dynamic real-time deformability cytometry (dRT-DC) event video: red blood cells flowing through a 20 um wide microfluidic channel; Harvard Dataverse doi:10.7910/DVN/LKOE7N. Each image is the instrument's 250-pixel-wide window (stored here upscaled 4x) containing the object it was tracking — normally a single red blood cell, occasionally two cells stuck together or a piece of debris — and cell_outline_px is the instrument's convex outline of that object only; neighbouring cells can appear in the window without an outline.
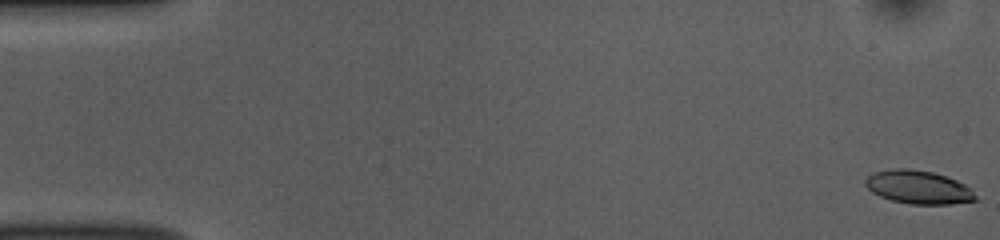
{"species": "common noctule bat (a hibernating species)", "species_latin": "Nyctalus noctula", "temperature_condition": "room temperature", "stored_images_in_passage": 52, "camera_frame_rate_fps": 3000, "um_per_image_px": 0.085, "animal": {"sex": "female", "body_mass_g": 10.0, "forearm_length_mm": 53.1}, "frame": {"image": 1, "passage_image": 1, "time_ms": 0.0, "image_size_px": [1000, 240], "cell_outline_px": [[980, 200], [952, 204], [912, 204], [892, 200], [880, 196], [872, 192], [864, 184], [864, 180], [872, 172], [892, 168], [908, 168], [932, 172], [956, 180], [972, 188]], "centroid_in_image_um": [78.08, 15.91], "position_along_channel_um": 6.9, "area_um2": 21.62}}
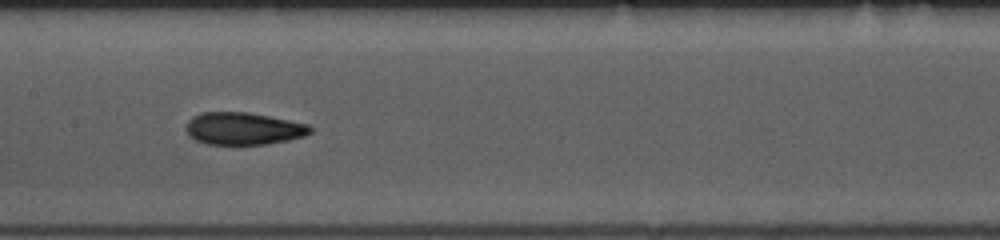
{"frame": {"image": 2, "passage_image": 26, "time_ms": 8.333, "image_size_px": [1000, 240], "cell_outline_px": [[312, 132], [304, 136], [288, 140], [268, 144], [208, 144], [196, 140], [188, 136], [184, 128], [188, 120], [192, 116], [200, 112], [248, 112], [308, 124], [312, 128]], "centroid_in_image_um": [20.65, 10.92], "position_along_channel_um": 186.8, "area_um2": 23.52}}
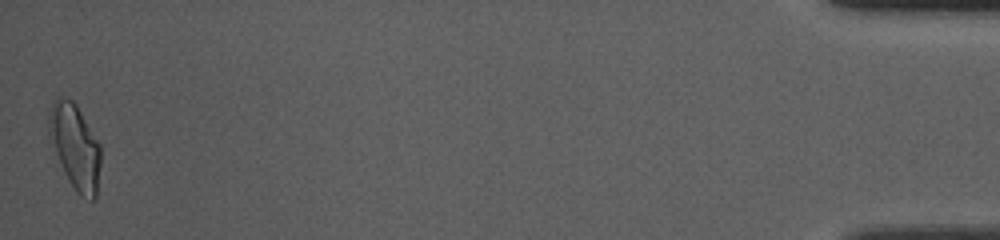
{"frame": {"image": 3, "passage_image": 52, "time_ms": 17.0, "image_size_px": [1000, 240], "cell_outline_px": [[100, 164], [96, 196], [92, 200], [80, 196], [76, 192], [68, 180], [48, 136], [48, 116], [52, 100], [56, 96], [60, 96], [72, 100], [76, 104], [100, 144]], "centroid_in_image_um": [6.36, 12.42], "position_along_channel_um": 428.8, "area_um2": 25.61}, "authors_computed_cell_mechanics": {"area_um2": 23.0044, "velocity_mm_per_s": 3.8569, "shape_relaxation_time_tau1_ms": 4.234, "shape_relaxation_time_tau2_ms": 1.6997, "deformation_change_tau1": 0.1368, "deformation_change_tau2": 0.0806}}